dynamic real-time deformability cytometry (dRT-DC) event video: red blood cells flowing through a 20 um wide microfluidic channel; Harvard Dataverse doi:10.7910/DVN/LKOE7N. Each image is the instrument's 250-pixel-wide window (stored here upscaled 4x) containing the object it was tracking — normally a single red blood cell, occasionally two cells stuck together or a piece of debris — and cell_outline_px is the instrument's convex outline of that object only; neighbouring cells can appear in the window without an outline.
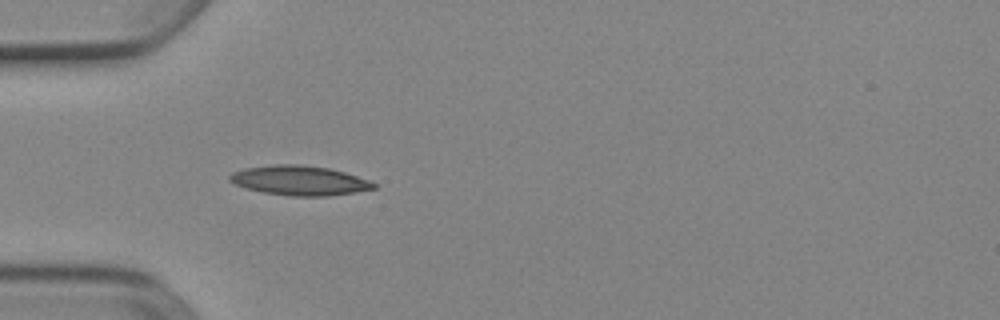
{"species": "Egyptian fruit bat (a non-hibernating species)", "species_latin": "Rousettus aegyptiacus", "temperature_condition": "cold", "stored_images_in_passage": 4, "camera_frame_rate_fps": 3000, "um_per_image_px": 0.085, "animal": {"sex": "female"}, "frame": {"image": 1, "passage_image": 3, "time_ms": 0.667, "image_size_px": [1000, 320], "cell_outline_px": [[376, 188], [328, 196], [292, 196], [264, 192], [248, 188], [236, 184], [228, 180], [228, 176], [232, 172], [244, 168], [272, 164], [300, 164], [328, 168], [344, 172], [368, 180], [376, 184]], "centroid_in_image_um": [25.42, 15.33], "position_along_channel_um": 59.6, "area_um2": 24.62}}
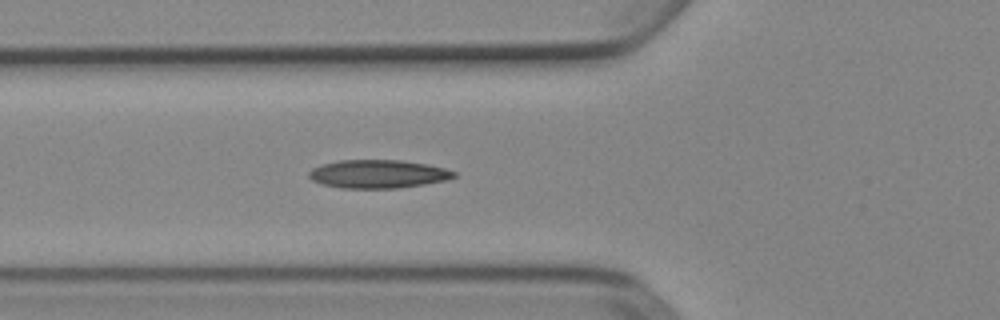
{"frame": {"image": 2, "passage_image": 4, "time_ms": 1.0, "image_size_px": [1000, 320], "cell_outline_px": [[456, 176], [448, 180], [400, 188], [340, 188], [320, 184], [312, 180], [308, 176], [308, 172], [312, 168], [320, 164], [340, 160], [400, 160], [428, 164], [444, 168], [456, 172]], "centroid_in_image_um": [32.11, 14.79], "position_along_channel_um": 93.7, "area_um2": 24.16}}